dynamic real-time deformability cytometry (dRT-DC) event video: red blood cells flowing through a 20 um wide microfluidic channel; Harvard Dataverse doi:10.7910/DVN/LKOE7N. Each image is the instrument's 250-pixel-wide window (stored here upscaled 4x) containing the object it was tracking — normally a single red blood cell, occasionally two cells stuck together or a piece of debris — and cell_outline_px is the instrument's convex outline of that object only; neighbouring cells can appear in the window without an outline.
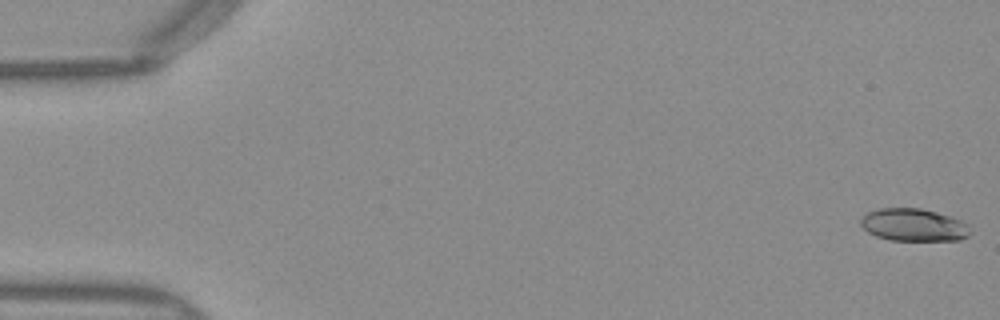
{"species": "Egyptian fruit bat (a non-hibernating species)", "species_latin": "Rousettus aegyptiacus", "temperature_condition": "warm", "stored_images_in_passage": 12, "camera_frame_rate_fps": 3000, "um_per_image_px": 0.085, "frame": {"image": 1, "passage_image": 1, "time_ms": 0.0, "image_size_px": [1000, 320], "cell_outline_px": [[972, 232], [968, 236], [960, 240], [892, 240], [876, 236], [868, 232], [860, 224], [860, 220], [868, 212], [880, 208], [920, 208], [936, 212], [960, 220], [968, 224]], "centroid_in_image_um": [77.68, 19.12], "position_along_channel_um": 7.3, "area_um2": 20.69}}